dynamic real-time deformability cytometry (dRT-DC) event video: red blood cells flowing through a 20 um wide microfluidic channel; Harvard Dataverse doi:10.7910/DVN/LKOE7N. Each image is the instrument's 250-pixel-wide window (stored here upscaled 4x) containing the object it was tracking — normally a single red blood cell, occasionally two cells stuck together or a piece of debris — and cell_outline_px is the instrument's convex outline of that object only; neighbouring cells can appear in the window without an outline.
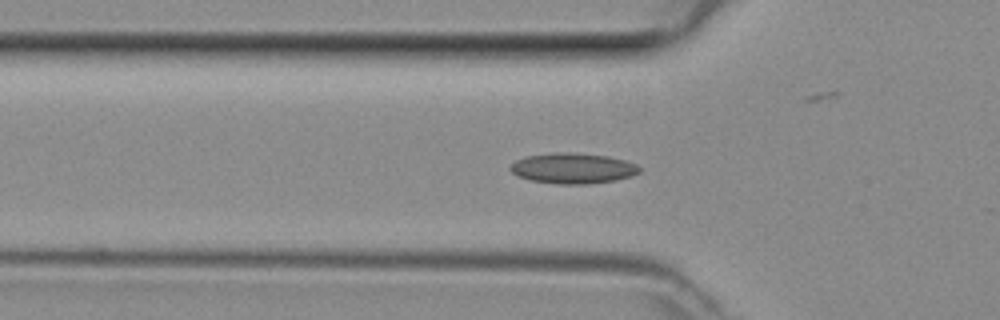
{"species": "common noctule bat (a hibernating species)", "species_latin": "Nyctalus noctula", "temperature_condition": "room temperature", "stored_images_in_passage": 37, "camera_frame_rate_fps": 3000, "um_per_image_px": 0.085, "animal": {"sex": "female", "body_mass_g": 29.2, "forearm_length_mm": 56.3}, "frame": {"image": 1, "passage_image": 5, "time_ms": 1.333, "image_size_px": [1000, 320], "cell_outline_px": [[640, 172], [632, 176], [616, 180], [584, 184], [556, 184], [528, 180], [516, 176], [508, 168], [516, 160], [528, 156], [552, 152], [568, 152], [608, 156], [624, 160], [636, 164], [640, 168]], "centroid_in_image_um": [48.67, 14.31], "position_along_channel_um": 77.1, "area_um2": 23.06}}
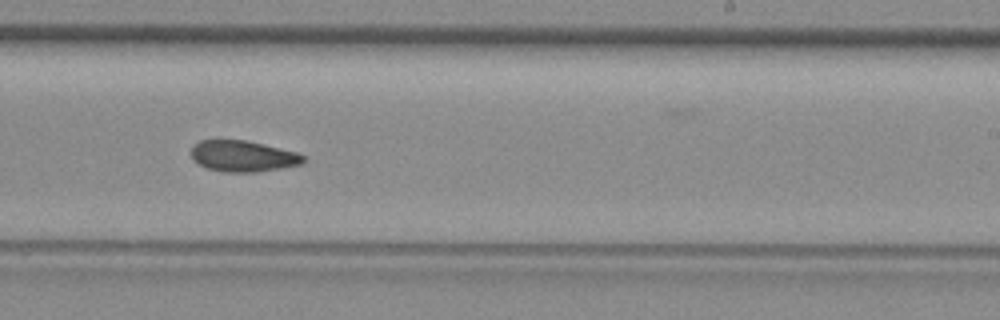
{"frame": {"image": 2, "passage_image": 18, "time_ms": 5.667, "image_size_px": [1000, 320], "cell_outline_px": [[308, 160], [304, 164], [256, 172], [224, 172], [208, 168], [192, 160], [192, 144], [200, 140], [244, 140], [296, 152], [304, 156]], "centroid_in_image_um": [20.66, 13.28], "position_along_channel_um": 268.3, "area_um2": 20.29}}
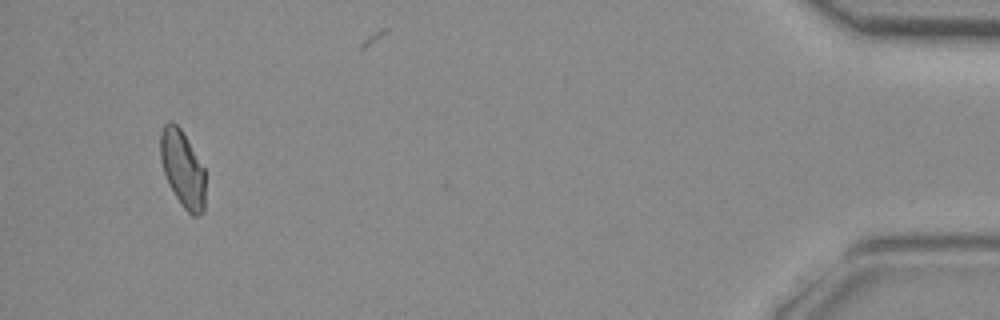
{"frame": {"image": 3, "passage_image": 34, "time_ms": 11.0, "image_size_px": [1000, 320], "cell_outline_px": [[204, 212], [200, 216], [192, 216], [180, 204], [168, 184], [160, 160], [160, 132], [164, 124], [168, 120], [176, 124], [180, 128], [204, 168]], "centroid_in_image_um": [15.5, 14.36], "position_along_channel_um": 419.7, "area_um2": 20.06}}